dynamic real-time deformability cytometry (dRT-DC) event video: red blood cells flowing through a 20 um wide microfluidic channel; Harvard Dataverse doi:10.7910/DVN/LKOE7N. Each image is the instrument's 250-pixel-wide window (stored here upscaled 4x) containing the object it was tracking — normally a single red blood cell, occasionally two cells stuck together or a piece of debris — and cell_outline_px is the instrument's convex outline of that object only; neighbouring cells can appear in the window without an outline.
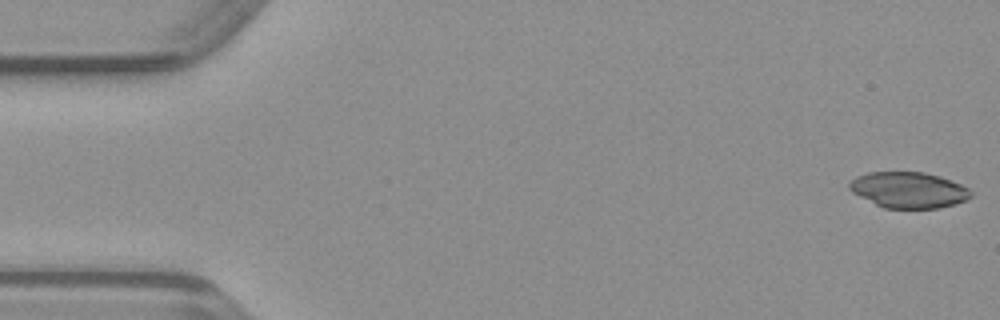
{"species": "common noctule bat (a hibernating species)", "species_latin": "Nyctalus noctula", "temperature_condition": "warm", "stored_images_in_passage": 48, "camera_frame_rate_fps": 3000, "um_per_image_px": 0.085, "animal": {"sex": "male", "body_mass_g": 23.1, "forearm_length_mm": 52.7}, "frame": {"image": 1, "passage_image": 1, "time_ms": 0.0, "image_size_px": [1000, 320], "cell_outline_px": [[972, 196], [956, 204], [940, 208], [884, 208], [852, 192], [848, 188], [848, 184], [856, 176], [868, 172], [924, 172], [940, 176], [960, 184], [968, 188], [972, 192]], "centroid_in_image_um": [77.23, 16.14], "position_along_channel_um": 7.8, "area_um2": 25.37}}